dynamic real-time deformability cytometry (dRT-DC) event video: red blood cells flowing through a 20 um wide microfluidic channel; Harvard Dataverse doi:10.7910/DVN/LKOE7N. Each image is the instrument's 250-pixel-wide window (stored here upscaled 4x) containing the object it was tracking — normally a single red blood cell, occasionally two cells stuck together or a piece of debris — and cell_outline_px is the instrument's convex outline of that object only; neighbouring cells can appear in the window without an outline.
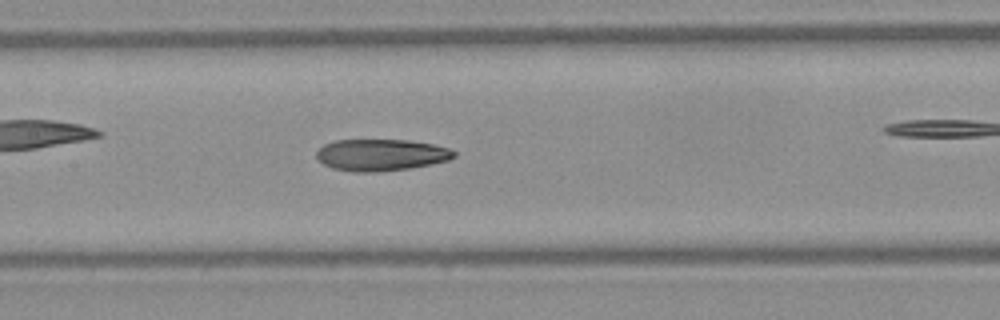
{"species": "Egyptian fruit bat (a non-hibernating species)", "species_latin": "Rousettus aegyptiacus", "temperature_condition": "warm", "stored_images_in_passage": 38, "camera_frame_rate_fps": 3000, "um_per_image_px": 0.085, "frame": {"image": 1, "passage_image": 22, "time_ms": 7.0, "image_size_px": [1000, 320], "cell_outline_px": [[456, 156], [448, 160], [432, 164], [408, 168], [376, 172], [356, 172], [332, 168], [324, 164], [316, 156], [316, 152], [324, 144], [336, 140], [408, 140], [432, 144], [448, 148], [456, 152]], "centroid_in_image_um": [32.39, 13.17], "position_along_channel_um": 175.0, "area_um2": 25.26}}